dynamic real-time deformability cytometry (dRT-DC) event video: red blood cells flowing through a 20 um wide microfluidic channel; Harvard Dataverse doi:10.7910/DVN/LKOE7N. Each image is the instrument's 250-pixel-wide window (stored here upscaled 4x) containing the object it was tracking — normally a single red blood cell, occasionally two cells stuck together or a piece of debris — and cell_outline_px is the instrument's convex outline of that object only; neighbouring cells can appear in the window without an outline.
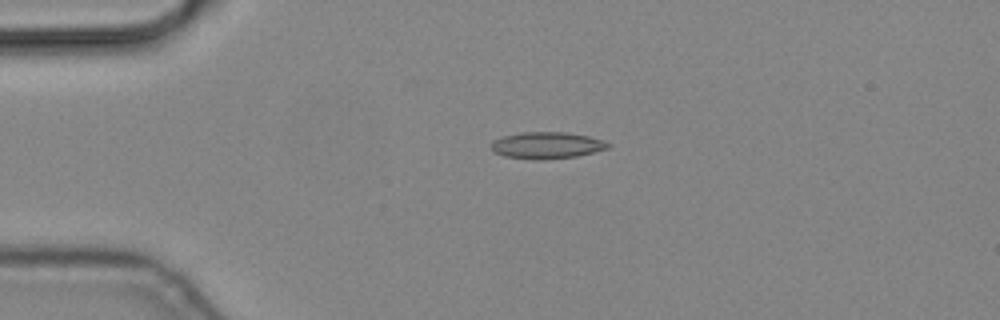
{"species": "common noctule bat (a hibernating species)", "species_latin": "Nyctalus noctula", "temperature_condition": "cold", "stored_images_in_passage": 5, "camera_frame_rate_fps": 3000, "um_per_image_px": 0.085, "animal": {"sex": "male", "body_mass_g": 19.2, "forearm_length_mm": 51.8}, "frame": {"image": 1, "passage_image": 4, "time_ms": 1.0, "image_size_px": [1000, 320], "cell_outline_px": [[612, 144], [608, 148], [576, 156], [540, 160], [536, 160], [504, 156], [492, 152], [492, 140], [504, 136], [520, 132], [564, 132], [588, 136]], "centroid_in_image_um": [46.43, 12.35], "position_along_channel_um": 38.6, "area_um2": 18.03}}